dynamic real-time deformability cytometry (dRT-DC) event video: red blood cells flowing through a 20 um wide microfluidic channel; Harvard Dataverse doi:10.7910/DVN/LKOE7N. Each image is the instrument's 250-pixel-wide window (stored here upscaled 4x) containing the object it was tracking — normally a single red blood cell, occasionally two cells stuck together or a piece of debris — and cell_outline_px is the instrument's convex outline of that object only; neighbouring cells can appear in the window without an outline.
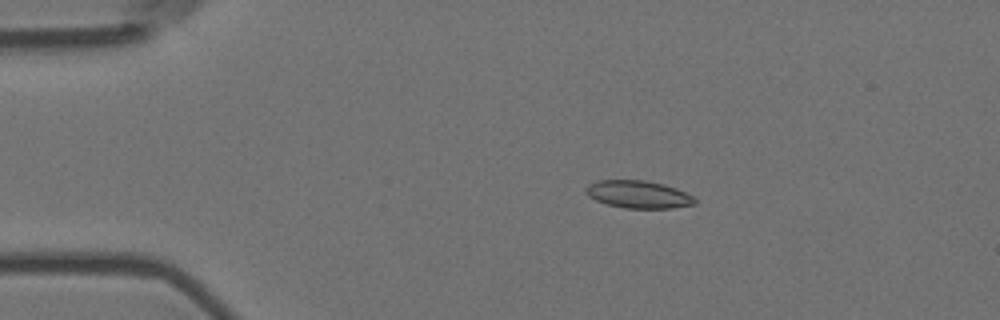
{"species": "Egyptian fruit bat (a non-hibernating species)", "species_latin": "Rousettus aegyptiacus", "temperature_condition": "room temperature", "stored_images_in_passage": 5, "camera_frame_rate_fps": 3000, "um_per_image_px": 0.085, "animal": {"sex": "female"}, "frame": {"image": 1, "passage_image": 3, "time_ms": 0.667, "image_size_px": [1000, 320], "cell_outline_px": [[696, 204], [672, 208], [624, 208], [608, 204], [596, 200], [588, 196], [584, 192], [584, 188], [588, 184], [600, 180], [644, 180], [664, 184], [676, 188], [692, 196], [696, 200]], "centroid_in_image_um": [54.23, 16.52], "position_along_channel_um": 30.8, "area_um2": 17.51}}